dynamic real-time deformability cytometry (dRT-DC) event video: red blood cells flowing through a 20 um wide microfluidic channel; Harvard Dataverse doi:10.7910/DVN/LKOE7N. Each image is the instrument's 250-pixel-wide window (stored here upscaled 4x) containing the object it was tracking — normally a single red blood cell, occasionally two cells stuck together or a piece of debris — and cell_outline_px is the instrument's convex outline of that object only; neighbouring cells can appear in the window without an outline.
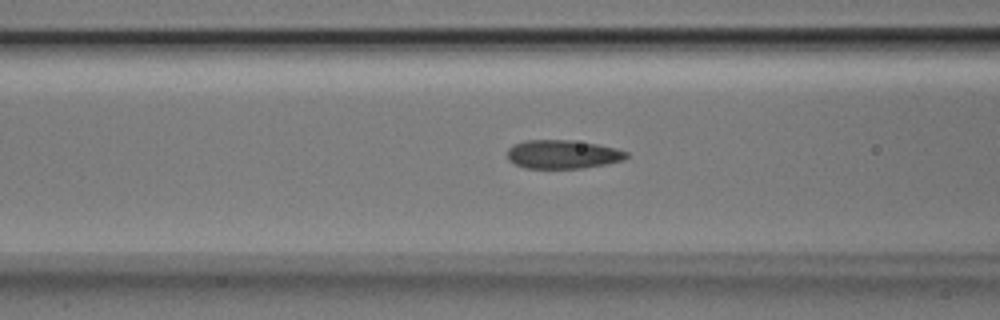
{"species": "Egyptian fruit bat (a non-hibernating species)", "species_latin": "Rousettus aegyptiacus", "temperature_condition": "room temperature", "stored_images_in_passage": 27, "camera_frame_rate_fps": 3000, "um_per_image_px": 0.085, "animal": {"sex": "male"}, "frame": {"image": 1, "passage_image": 5, "time_ms": 1.333, "image_size_px": [1000, 320], "cell_outline_px": [[628, 156], [624, 160], [608, 164], [584, 168], [524, 168], [508, 160], [508, 148], [524, 140], [572, 140], [596, 144], [616, 148], [628, 152]], "centroid_in_image_um": [47.86, 13.12], "position_along_channel_um": 118.7, "area_um2": 19.94}}
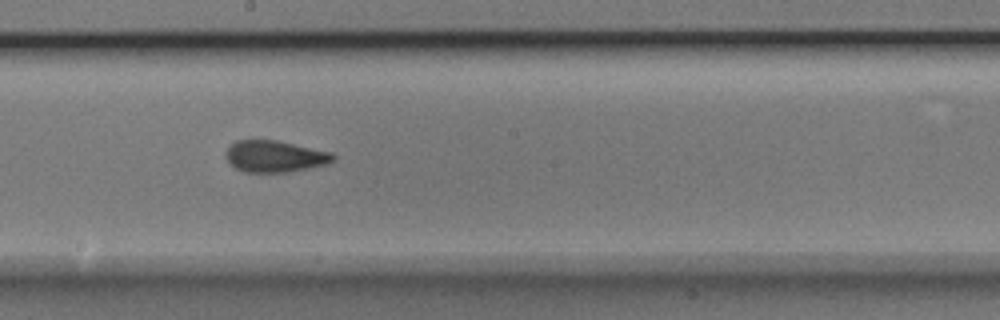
{"frame": {"image": 2, "passage_image": 13, "time_ms": 4.0, "image_size_px": [1000, 320], "cell_outline_px": [[336, 156], [328, 164], [288, 172], [244, 172], [228, 164], [224, 156], [224, 152], [236, 140], [276, 140], [332, 152]], "centroid_in_image_um": [23.32, 13.29], "position_along_channel_um": 224.9, "area_um2": 19.88}}
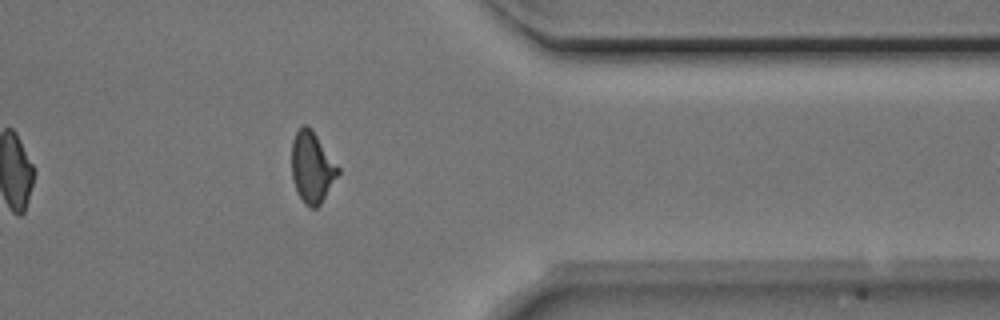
{"frame": {"image": 3, "passage_image": 26, "time_ms": 8.333, "image_size_px": [1000, 320], "cell_outline_px": [[340, 172], [320, 204], [316, 208], [308, 208], [304, 204], [296, 188], [292, 176], [292, 140], [296, 132], [304, 124], [312, 128], [340, 168]], "centroid_in_image_um": [26.53, 14.21], "position_along_channel_um": 384.9, "area_um2": 19.13}}